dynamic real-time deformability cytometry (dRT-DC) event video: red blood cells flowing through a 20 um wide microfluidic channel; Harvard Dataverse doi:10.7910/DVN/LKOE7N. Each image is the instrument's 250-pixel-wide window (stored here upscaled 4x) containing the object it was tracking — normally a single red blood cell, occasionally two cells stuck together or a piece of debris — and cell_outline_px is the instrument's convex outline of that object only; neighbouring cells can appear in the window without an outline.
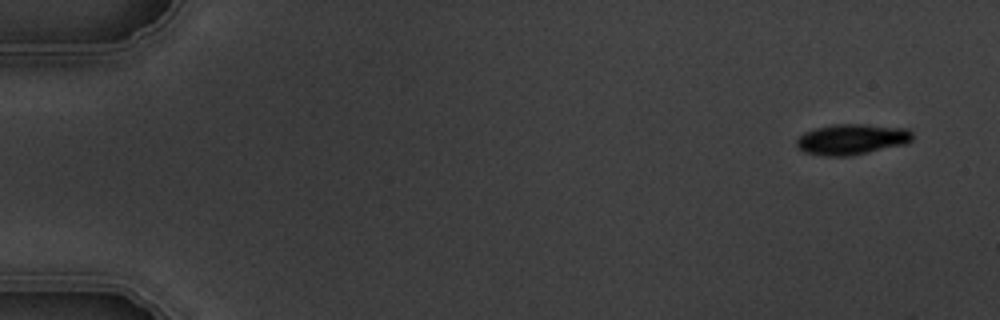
{"species": "common noctule bat (a hibernating species)", "species_latin": "Nyctalus noctula", "temperature_condition": "warm", "stored_images_in_passage": 6, "segment_of_instrument_passage": [1, 2], "camera_frame_rate_fps": 3000, "um_per_image_px": 0.085, "animal": {"sex": "male", "body_mass_g": 19.5, "forearm_length_mm": 54.6}, "frame": {"image": 1, "passage_image": 1, "time_ms": 0.0, "image_size_px": [1000, 320], "cell_outline_px": [[912, 140], [904, 144], [852, 156], [820, 156], [804, 152], [796, 144], [796, 140], [804, 132], [816, 128], [832, 124], [864, 124], [908, 128], [912, 132]], "centroid_in_image_um": [72.39, 11.84], "position_along_channel_um": 12.6, "area_um2": 20.81}}